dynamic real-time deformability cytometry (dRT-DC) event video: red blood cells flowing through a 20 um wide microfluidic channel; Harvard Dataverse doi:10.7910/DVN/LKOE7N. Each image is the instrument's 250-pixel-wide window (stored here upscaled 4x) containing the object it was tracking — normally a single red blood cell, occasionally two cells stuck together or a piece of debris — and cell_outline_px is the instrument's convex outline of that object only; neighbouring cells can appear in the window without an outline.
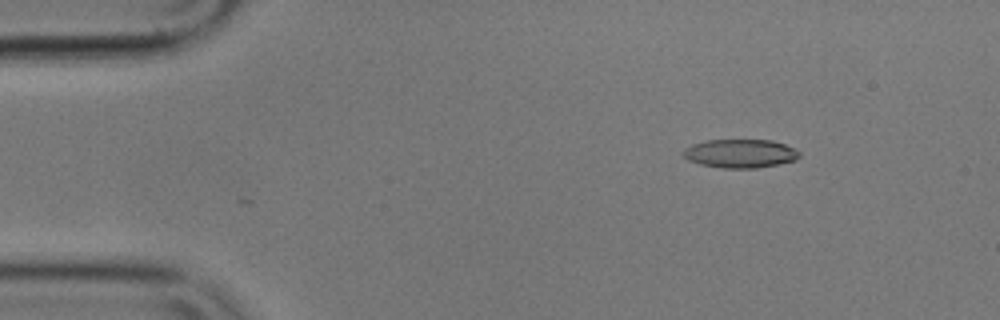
{"species": "common noctule bat (a hibernating species)", "species_latin": "Nyctalus noctula", "temperature_condition": "cold", "stored_images_in_passage": 55, "camera_frame_rate_fps": 3000, "um_per_image_px": 0.085, "animal": {"sex": "male", "body_mass_g": 17.9}, "frame": {"image": 1, "passage_image": 6, "time_ms": 1.667, "image_size_px": [1000, 320], "cell_outline_px": [[800, 156], [796, 160], [780, 164], [756, 168], [724, 168], [700, 164], [688, 160], [680, 152], [684, 148], [692, 144], [708, 140], [772, 140], [784, 144], [800, 152]], "centroid_in_image_um": [62.91, 13.05], "position_along_channel_um": 22.1, "area_um2": 19.42}}
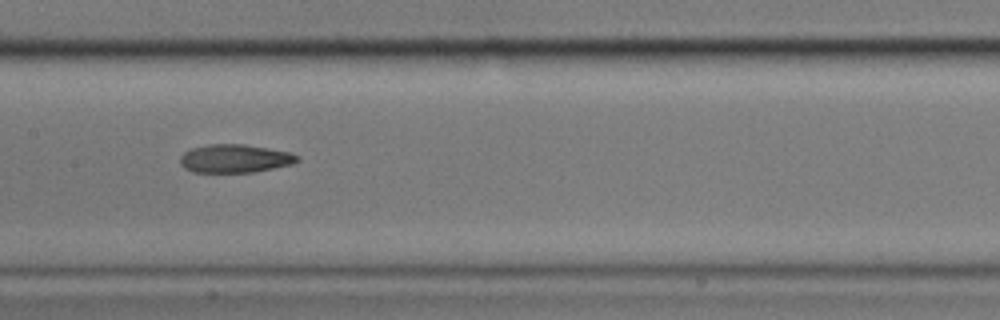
{"frame": {"image": 2, "passage_image": 26, "time_ms": 8.333, "image_size_px": [1000, 320], "cell_outline_px": [[300, 160], [292, 164], [252, 172], [192, 172], [184, 168], [180, 164], [180, 156], [184, 152], [192, 148], [208, 144], [244, 144], [268, 148], [288, 152], [300, 156]], "centroid_in_image_um": [19.94, 13.47], "position_along_channel_um": 187.5, "area_um2": 19.31}}
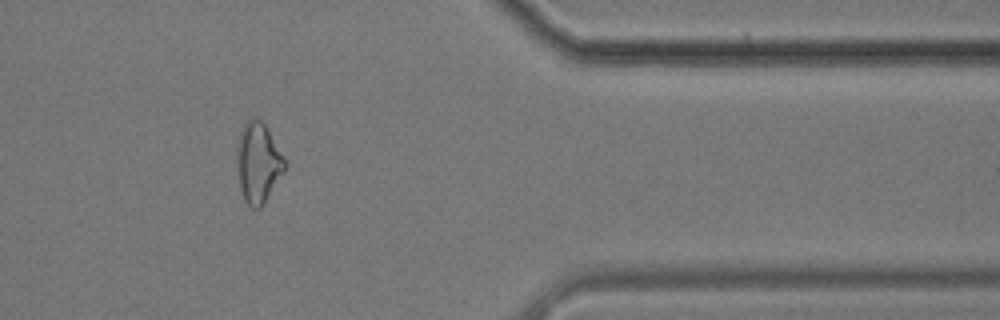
{"frame": {"image": 3, "passage_image": 45, "time_ms": 14.667, "image_size_px": [1000, 320], "cell_outline_px": [[288, 164], [284, 172], [260, 208], [252, 208], [244, 200], [240, 188], [236, 168], [236, 148], [240, 132], [244, 124], [252, 116], [256, 116], [264, 124], [284, 156]], "centroid_in_image_um": [21.93, 13.81], "position_along_channel_um": 389.5, "area_um2": 22.54}, "authors_computed_cell_mechanics": {"area_um2": 20.2878, "velocity_mm_per_s": 3.5236, "shape_relaxation_time_tau1_ms": 10.0284, "shape_relaxation_time_tau2_ms": 5.0567, "deformation_change_tau1": 0.179, "deformation_change_tau2": 0.1335}}